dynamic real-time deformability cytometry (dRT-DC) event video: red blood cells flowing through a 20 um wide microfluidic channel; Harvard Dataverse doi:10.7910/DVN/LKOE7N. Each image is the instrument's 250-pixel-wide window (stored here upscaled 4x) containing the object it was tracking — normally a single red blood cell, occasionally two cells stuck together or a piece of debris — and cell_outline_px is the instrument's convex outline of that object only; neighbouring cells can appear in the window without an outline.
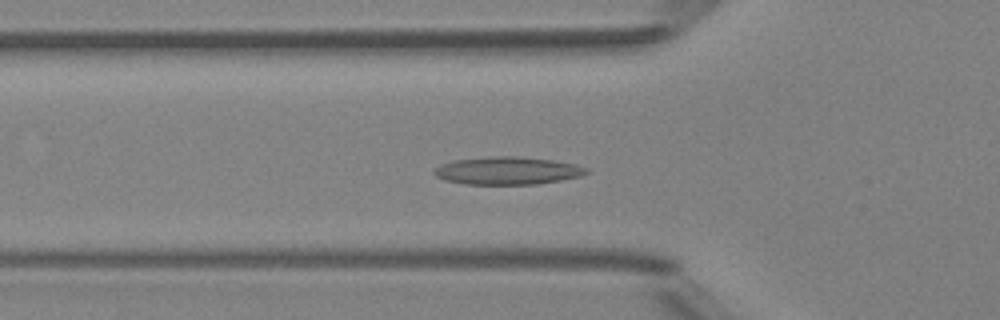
{"species": "Egyptian fruit bat (a non-hibernating species)", "species_latin": "Rousettus aegyptiacus", "temperature_condition": "room temperature", "stored_images_in_passage": 35, "camera_frame_rate_fps": 3000, "um_per_image_px": 0.085, "animal": {"sex": "female"}, "frame": {"image": 1, "passage_image": 3, "time_ms": 0.667, "image_size_px": [1000, 320], "cell_outline_px": [[588, 172], [580, 176], [560, 180], [536, 184], [468, 184], [444, 180], [436, 176], [432, 172], [440, 164], [456, 160], [492, 156], [520, 156], [552, 160], [576, 164], [588, 168]], "centroid_in_image_um": [43.14, 14.5], "position_along_channel_um": 82.7, "area_um2": 24.51}}
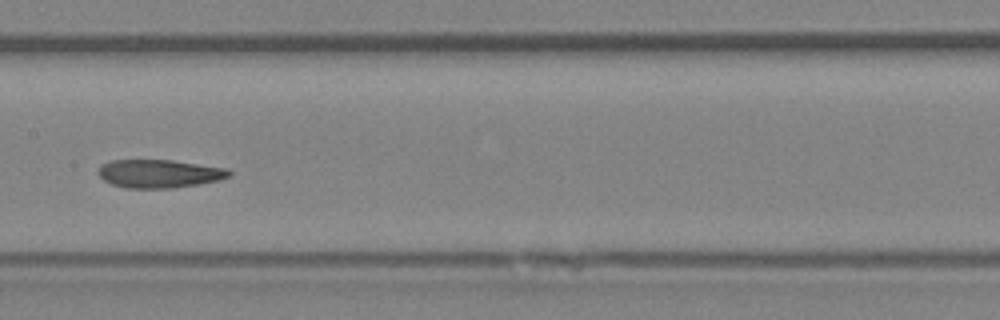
{"frame": {"image": 2, "passage_image": 11, "time_ms": 3.333, "image_size_px": [1000, 320], "cell_outline_px": [[232, 172], [228, 176], [220, 180], [172, 188], [128, 188], [112, 184], [104, 180], [96, 172], [100, 164], [112, 160], [172, 160], [228, 168]], "centroid_in_image_um": [13.51, 14.75], "position_along_channel_um": 193.9, "area_um2": 21.56}}
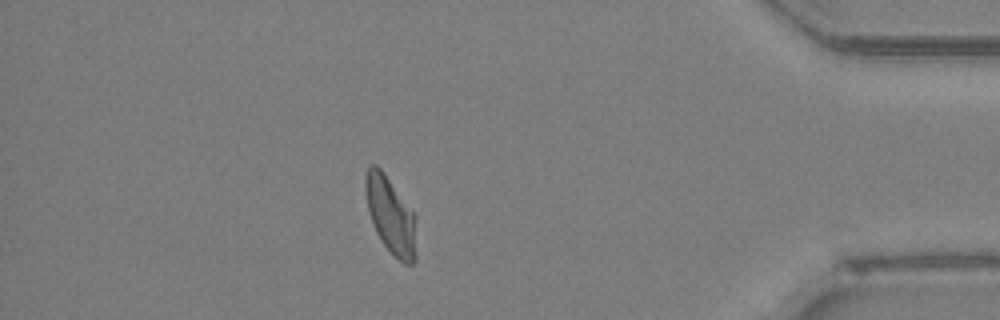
{"frame": {"image": 3, "passage_image": 29, "time_ms": 9.333, "image_size_px": [1000, 320], "cell_outline_px": [[416, 256], [412, 264], [404, 264], [384, 244], [376, 232], [368, 212], [364, 188], [364, 176], [368, 168], [372, 164], [376, 164], [380, 168], [416, 216]], "centroid_in_image_um": [33.2, 18.3], "position_along_channel_um": 402.0, "area_um2": 22.6}, "authors_computed_cell_mechanics": {"area_um2": 22.0218, "velocity_mm_per_s": 4.1853, "shape_relaxation_time_tau1_ms": null, "shape_relaxation_time_tau2_ms": 2.4965, "deformation_change_tau1": null, "deformation_change_tau2": 0.0933}}